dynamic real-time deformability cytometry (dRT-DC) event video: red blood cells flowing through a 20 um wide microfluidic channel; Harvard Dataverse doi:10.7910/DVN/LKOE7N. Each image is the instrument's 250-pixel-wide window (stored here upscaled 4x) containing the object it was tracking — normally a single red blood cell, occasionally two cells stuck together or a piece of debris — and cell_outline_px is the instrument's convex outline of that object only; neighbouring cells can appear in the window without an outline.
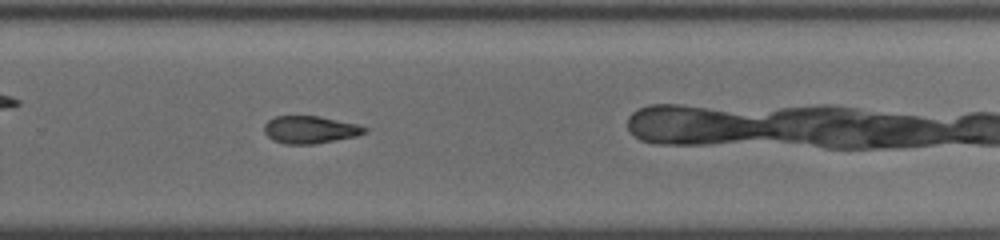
{"species": "common noctule bat (a hibernating species)", "species_latin": "Nyctalus noctula", "temperature_condition": "cold", "stored_images_in_passage": 27, "camera_frame_rate_fps": 3000, "um_per_image_px": 0.085, "animal": {"sex": "female", "body_mass_g": 19.5, "forearm_length_mm": 54.1}, "frame": {"image": 1, "passage_image": 20, "time_ms": 6.333, "image_size_px": [1000, 240], "cell_outline_px": [[368, 132], [356, 136], [312, 144], [284, 144], [272, 140], [264, 132], [264, 124], [268, 120], [276, 116], [320, 116], [360, 124], [368, 128]], "centroid_in_image_um": [26.38, 11.01], "position_along_channel_um": 303.4, "area_um2": 16.24}}
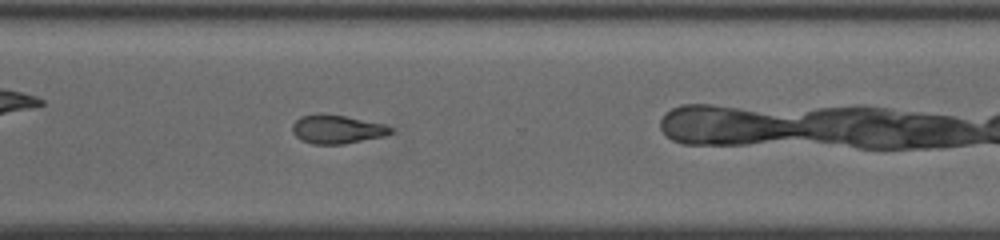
{"frame": {"image": 2, "passage_image": 23, "time_ms": 7.333, "image_size_px": [1000, 240], "cell_outline_px": [[392, 132], [384, 136], [344, 144], [312, 144], [300, 140], [292, 132], [292, 124], [300, 116], [320, 112], [344, 116], [384, 124], [392, 128]], "centroid_in_image_um": [28.59, 10.98], "position_along_channel_um": 342.0, "area_um2": 16.53}}